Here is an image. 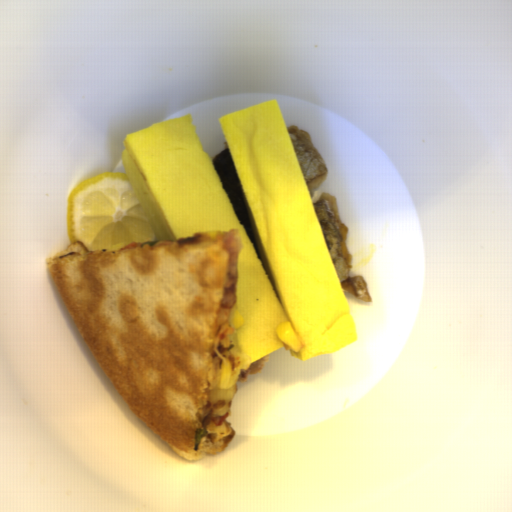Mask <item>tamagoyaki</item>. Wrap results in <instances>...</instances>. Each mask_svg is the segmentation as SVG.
Listing matches in <instances>:
<instances>
[{
    "label": "tamagoyaki",
    "instance_id": "tamagoyaki-1",
    "mask_svg": "<svg viewBox=\"0 0 512 512\" xmlns=\"http://www.w3.org/2000/svg\"><path fill=\"white\" fill-rule=\"evenodd\" d=\"M265 271L190 112L126 135L121 163L158 240L238 229L240 369L285 350L305 362L353 342L354 322L278 101L217 119ZM266 272V273H265Z\"/></svg>",
    "mask_w": 512,
    "mask_h": 512
}]
</instances>
